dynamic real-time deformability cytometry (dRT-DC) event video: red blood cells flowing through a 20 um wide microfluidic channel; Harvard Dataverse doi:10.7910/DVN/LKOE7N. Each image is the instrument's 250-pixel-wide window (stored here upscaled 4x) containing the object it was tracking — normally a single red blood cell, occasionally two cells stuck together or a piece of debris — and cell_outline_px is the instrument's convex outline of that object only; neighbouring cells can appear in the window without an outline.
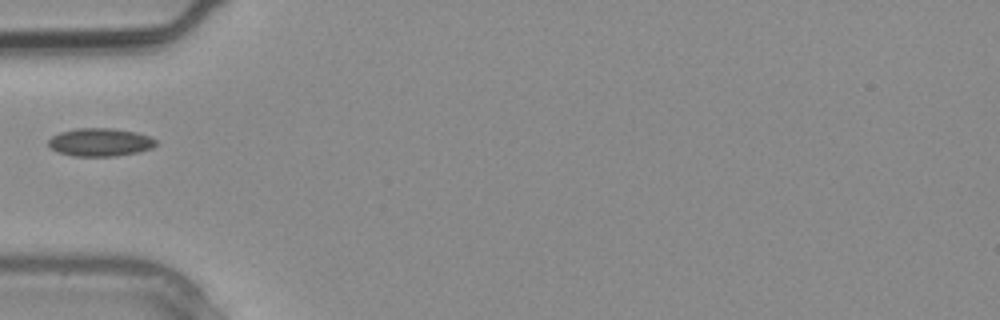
{"species": "common noctule bat (a hibernating species)", "species_latin": "Nyctalus noctula", "temperature_condition": "warm", "stored_images_in_passage": 3, "camera_frame_rate_fps": 3000, "um_per_image_px": 0.085, "animal": {"sex": "male", "body_mass_g": 20.4}, "frame": {"image": 1, "passage_image": 3, "time_ms": 0.667, "image_size_px": [1000, 320], "cell_outline_px": [[156, 144], [152, 148], [136, 152], [116, 156], [72, 156], [60, 152], [52, 148], [48, 144], [48, 140], [52, 136], [60, 132], [76, 128], [112, 128], [136, 132], [148, 136], [156, 140]], "centroid_in_image_um": [8.5, 12.08], "position_along_channel_um": 76.5, "area_um2": 17.46}}